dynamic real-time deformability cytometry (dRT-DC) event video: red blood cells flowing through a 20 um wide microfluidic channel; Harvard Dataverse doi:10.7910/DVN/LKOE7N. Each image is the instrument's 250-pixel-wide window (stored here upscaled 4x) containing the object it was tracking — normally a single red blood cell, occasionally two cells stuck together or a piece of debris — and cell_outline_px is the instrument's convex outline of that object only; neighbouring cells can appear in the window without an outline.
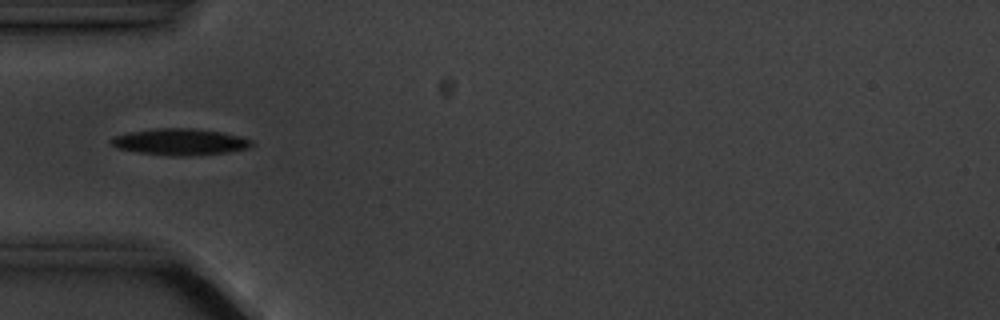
{"species": "common noctule bat (a hibernating species)", "species_latin": "Nyctalus noctula", "temperature_condition": "cold", "stored_images_in_passage": 15, "camera_frame_rate_fps": 3000, "um_per_image_px": 0.085, "animal": {"sex": "male", "body_mass_g": 20.1, "forearm_length_mm": 53.5}, "frame": {"image": 1, "passage_image": 5, "time_ms": 5.333, "image_size_px": [1000, 320], "cell_outline_px": [[252, 144], [248, 148], [228, 152], [192, 156], [172, 156], [136, 152], [116, 148], [108, 140], [112, 136], [128, 132], [156, 128], [192, 128], [220, 132], [240, 136], [252, 140]], "centroid_in_image_um": [15.25, 12.06], "position_along_channel_um": 69.8, "area_um2": 21.85}}
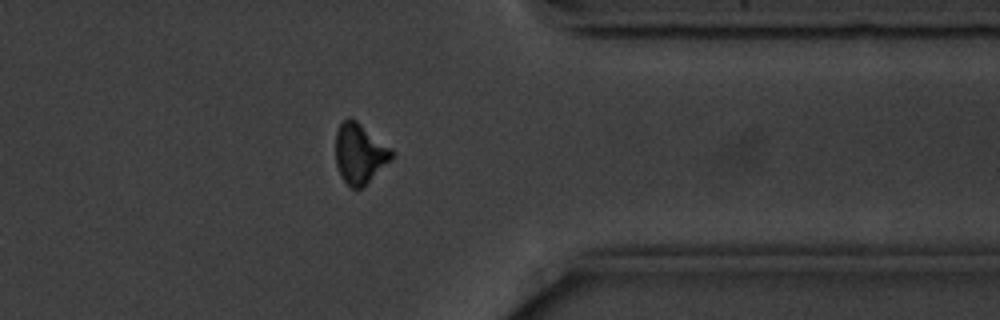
{"frame": {"image": 2, "passage_image": 13, "time_ms": 14.333, "image_size_px": [1000, 320], "cell_outline_px": [[396, 152], [392, 160], [364, 188], [352, 188], [340, 176], [336, 164], [336, 132], [340, 124], [344, 120], [356, 120], [392, 148]], "centroid_in_image_um": [30.62, 13.09], "position_along_channel_um": 380.8, "area_um2": 19.88}}
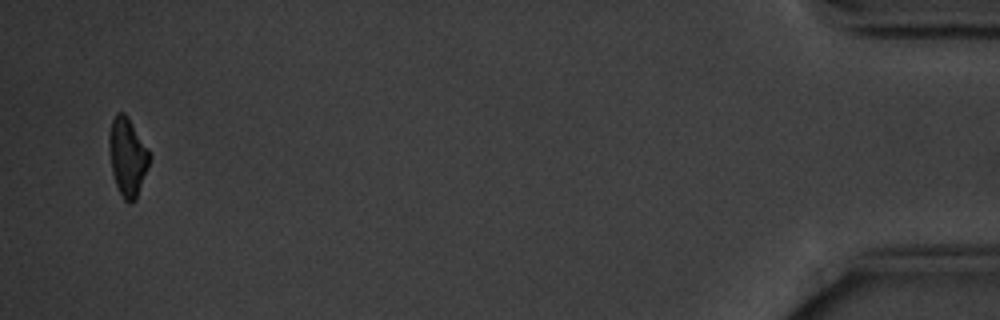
{"frame": {"image": 3, "passage_image": 15, "time_ms": 17.667, "image_size_px": [1000, 320], "cell_outline_px": [[152, 156], [148, 168], [136, 200], [132, 204], [128, 204], [124, 200], [116, 184], [112, 172], [108, 148], [108, 136], [112, 120], [116, 112], [124, 112], [128, 116], [148, 148]], "centroid_in_image_um": [10.85, 13.33], "position_along_channel_um": 424.4, "area_um2": 18.79}, "authors_computed_cell_mechanics": {"area_um2": 19.941, "velocity_mm_per_s": 3.5548, "shape_relaxation_time_tau1_ms": 2.206, "shape_relaxation_time_tau2_ms": null, "deformation_change_tau1": 0.0755, "deformation_change_tau2": null}}